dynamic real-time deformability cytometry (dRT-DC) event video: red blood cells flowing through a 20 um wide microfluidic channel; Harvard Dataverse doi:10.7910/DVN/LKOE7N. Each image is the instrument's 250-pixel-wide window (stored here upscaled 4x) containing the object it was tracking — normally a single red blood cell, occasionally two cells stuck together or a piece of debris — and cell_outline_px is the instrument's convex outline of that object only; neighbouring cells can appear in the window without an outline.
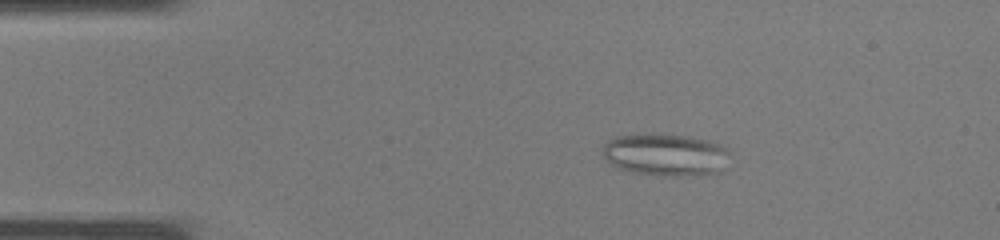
{"species": "common noctule bat (a hibernating species)", "species_latin": "Nyctalus noctula", "temperature_condition": "warm", "stored_images_in_passage": 38, "camera_frame_rate_fps": 3000, "um_per_image_px": 0.085, "animal": {"sex": "male", "body_mass_g": 19.0, "forearm_length_mm": 50.8}, "frame": {"image": 1, "passage_image": 7, "time_ms": 2.0, "image_size_px": [1000, 240], "cell_outline_px": [[728, 152], [720, 172], [676, 176], [632, 172], [620, 168], [612, 164], [604, 156], [604, 144], [608, 140], [616, 136], [636, 132], [648, 132], [688, 136], [708, 140], [720, 144]], "centroid_in_image_um": [56.51, 13.1], "position_along_channel_um": 28.5, "area_um2": 31.15}}
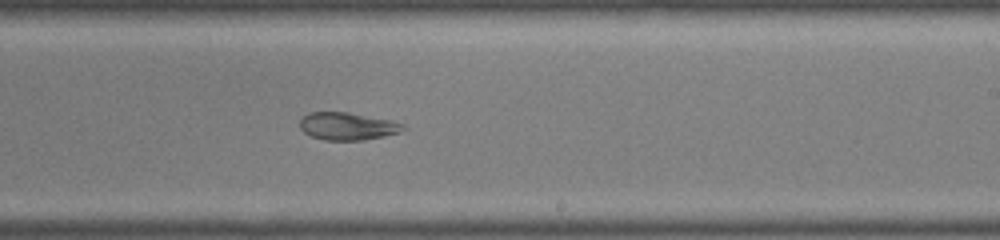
{"frame": {"image": 2, "passage_image": 23, "time_ms": 7.333, "image_size_px": [1000, 240], "cell_outline_px": [[408, 128], [400, 132], [384, 136], [364, 140], [324, 140], [312, 136], [304, 132], [300, 128], [300, 120], [308, 112], [348, 112], [392, 120], [404, 124]], "centroid_in_image_um": [29.57, 10.72], "position_along_channel_um": 259.4, "area_um2": 16.7}}
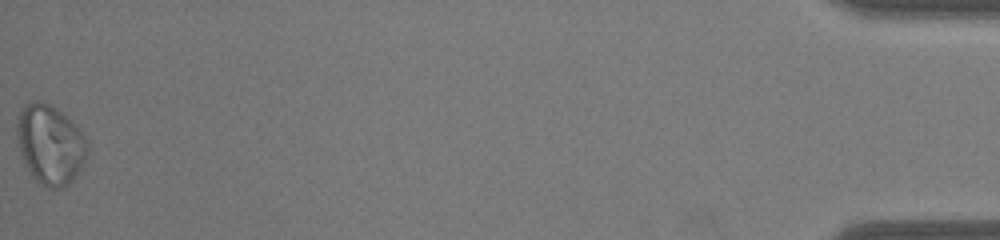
{"frame": {"image": 3, "passage_image": 38, "time_ms": 12.333, "image_size_px": [1000, 240], "cell_outline_px": [[88, 148], [84, 164], [72, 180], [64, 188], [48, 188], [40, 184], [36, 180], [28, 168], [24, 160], [20, 148], [16, 132], [16, 124], [20, 112], [32, 100], [40, 100], [56, 108], [80, 128], [88, 140]], "centroid_in_image_um": [4.3, 12.28], "position_along_channel_um": 430.9, "area_um2": 32.48}}